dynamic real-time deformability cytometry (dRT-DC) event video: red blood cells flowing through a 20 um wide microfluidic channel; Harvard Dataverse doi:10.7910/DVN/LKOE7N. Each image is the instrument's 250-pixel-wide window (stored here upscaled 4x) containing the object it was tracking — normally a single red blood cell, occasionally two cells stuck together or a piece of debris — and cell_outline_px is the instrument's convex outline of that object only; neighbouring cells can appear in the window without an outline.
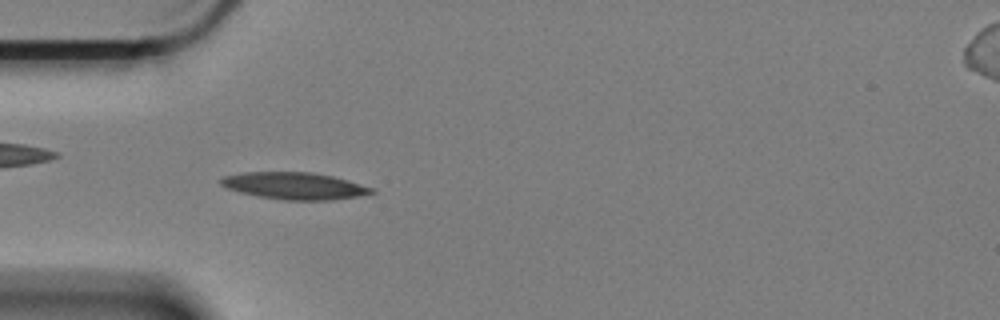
{"species": "Egyptian fruit bat (a non-hibernating species)", "species_latin": "Rousettus aegyptiacus", "temperature_condition": "cold", "stored_images_in_passage": 52, "camera_frame_rate_fps": 3000, "um_per_image_px": 0.085, "animal": {"sex": "female"}, "frame": {"image": 1, "passage_image": 10, "time_ms": 3.0, "image_size_px": [1000, 320], "cell_outline_px": [[376, 192], [360, 196], [332, 200], [284, 200], [260, 196], [240, 192], [228, 188], [220, 184], [220, 180], [224, 176], [244, 172], [312, 172], [332, 176], [348, 180], [376, 188]], "centroid_in_image_um": [25.09, 15.79], "position_along_channel_um": 59.9, "area_um2": 23.7}}
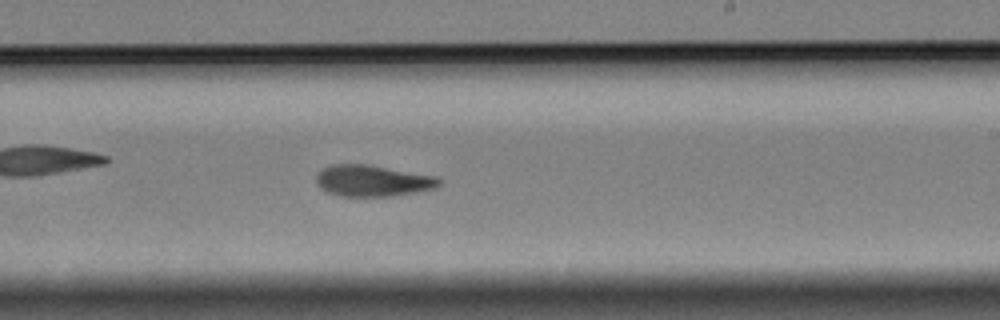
{"frame": {"image": 2, "passage_image": 28, "time_ms": 9.0, "image_size_px": [1000, 320], "cell_outline_px": [[440, 184], [432, 188], [416, 192], [392, 196], [336, 196], [320, 188], [316, 184], [316, 176], [324, 168], [332, 164], [368, 164], [432, 176], [440, 180]], "centroid_in_image_um": [31.59, 15.37], "position_along_channel_um": 257.4, "area_um2": 22.14}}
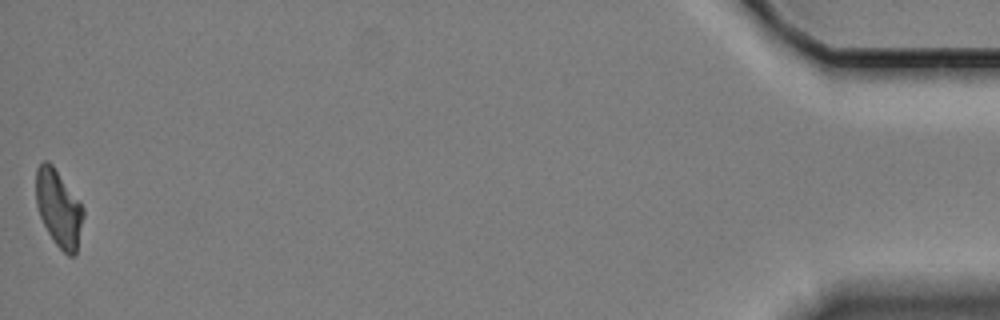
{"frame": {"image": 3, "passage_image": 52, "time_ms": 17.0, "image_size_px": [1000, 320], "cell_outline_px": [[84, 216], [76, 256], [68, 256], [56, 244], [48, 232], [40, 216], [36, 204], [36, 168], [44, 160], [48, 160], [52, 164], [84, 208]], "centroid_in_image_um": [5.0, 17.72], "position_along_channel_um": 430.2, "area_um2": 21.1}, "authors_computed_cell_mechanics": {"area_um2": 22.1374, "velocity_mm_per_s": 3.3166, "shape_relaxation_time_tau1_ms": 9.7415, "shape_relaxation_time_tau2_ms": 5.7436, "deformation_change_tau1": 0.2015, "deformation_change_tau2": 0.1212}}